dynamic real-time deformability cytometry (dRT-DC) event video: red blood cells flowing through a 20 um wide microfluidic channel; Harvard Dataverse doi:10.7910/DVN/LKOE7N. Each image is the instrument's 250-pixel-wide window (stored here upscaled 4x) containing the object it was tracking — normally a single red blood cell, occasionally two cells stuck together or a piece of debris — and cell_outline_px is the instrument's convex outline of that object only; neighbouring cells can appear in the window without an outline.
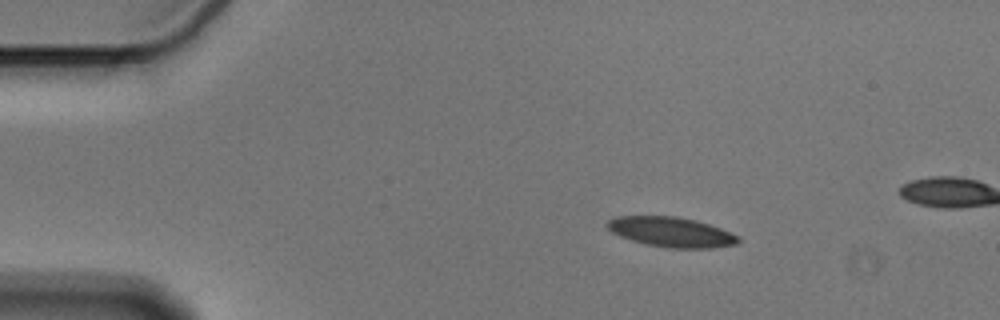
{"species": "Egyptian fruit bat (a non-hibernating species)", "species_latin": "Rousettus aegyptiacus", "temperature_condition": "cold", "stored_images_in_passage": 44, "camera_frame_rate_fps": 3000, "um_per_image_px": 0.085, "animal": {"sex": "male"}, "frame": {"image": 1, "passage_image": 1, "time_ms": 0.0, "image_size_px": [1000, 320], "cell_outline_px": [[740, 240], [736, 244], [712, 248], [668, 248], [648, 244], [632, 240], [620, 236], [612, 232], [604, 224], [608, 220], [616, 216], [676, 216], [696, 220], [720, 228], [740, 236]], "centroid_in_image_um": [57.05, 19.71], "position_along_channel_um": 27.9, "area_um2": 22.83}}
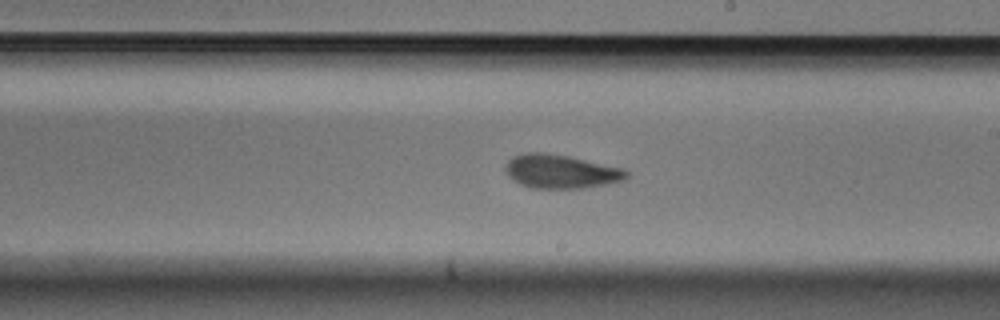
{"frame": {"image": 2, "passage_image": 24, "time_ms": 7.667, "image_size_px": [1000, 320], "cell_outline_px": [[628, 176], [624, 180], [584, 188], [532, 188], [520, 184], [512, 180], [508, 176], [504, 168], [508, 160], [512, 156], [528, 152], [544, 152], [568, 156], [624, 168], [628, 172]], "centroid_in_image_um": [47.64, 14.57], "position_along_channel_um": 241.4, "area_um2": 23.87}}
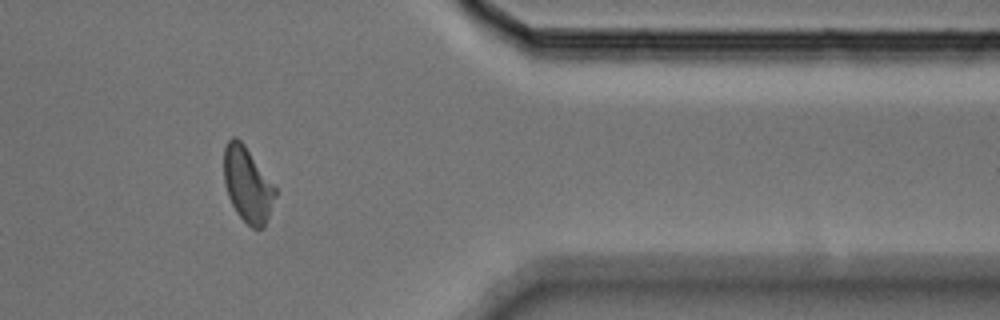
{"frame": {"image": 3, "passage_image": 38, "time_ms": 12.333, "image_size_px": [1000, 320], "cell_outline_px": [[276, 196], [264, 228], [252, 228], [236, 212], [228, 196], [224, 184], [224, 148], [228, 140], [232, 136], [236, 136], [244, 144], [276, 188]], "centroid_in_image_um": [21.03, 15.68], "position_along_channel_um": 390.4, "area_um2": 22.31}}